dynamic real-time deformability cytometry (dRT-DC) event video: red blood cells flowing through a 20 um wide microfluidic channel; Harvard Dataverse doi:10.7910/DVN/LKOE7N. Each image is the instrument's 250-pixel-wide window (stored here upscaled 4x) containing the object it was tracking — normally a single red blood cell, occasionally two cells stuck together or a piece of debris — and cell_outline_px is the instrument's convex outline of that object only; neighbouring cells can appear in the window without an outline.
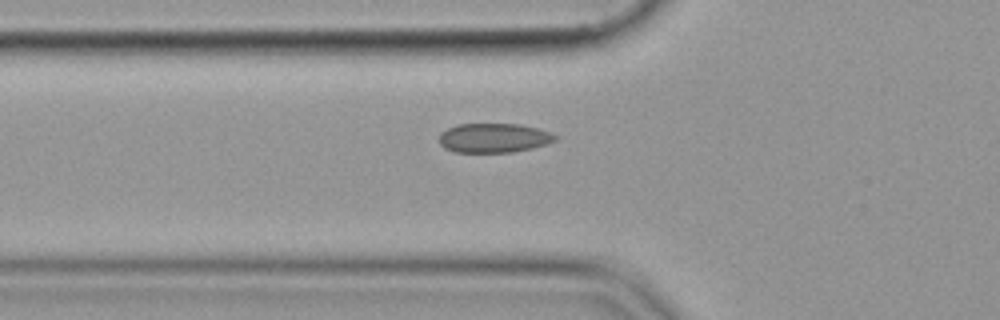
{"species": "common noctule bat (a hibernating species)", "species_latin": "Nyctalus noctula", "temperature_condition": "cold", "stored_images_in_passage": 33, "camera_frame_rate_fps": 3000, "um_per_image_px": 0.085, "animal": {"sex": "female", "body_mass_g": 19.9}, "frame": {"image": 1, "passage_image": 2, "time_ms": 0.333, "image_size_px": [1000, 320], "cell_outline_px": [[556, 140], [532, 148], [512, 152], [456, 152], [444, 148], [440, 144], [440, 132], [456, 124], [520, 124], [552, 132], [556, 136]], "centroid_in_image_um": [41.95, 11.72], "position_along_channel_um": 83.8, "area_um2": 19.77}}
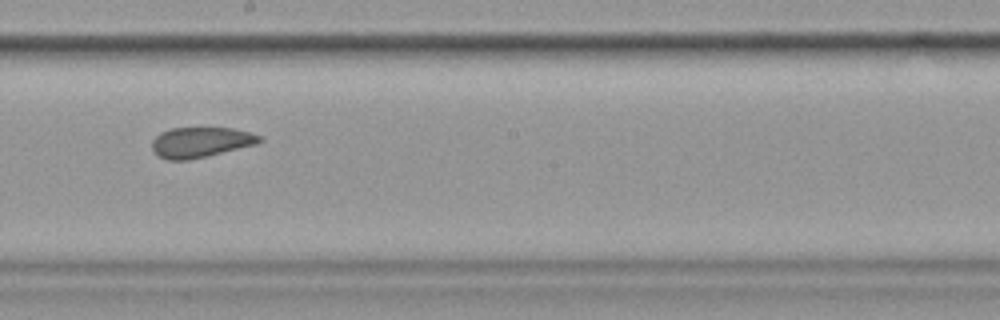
{"frame": {"image": 2, "passage_image": 14, "time_ms": 4.333, "image_size_px": [1000, 320], "cell_outline_px": [[264, 140], [256, 144], [188, 160], [168, 160], [160, 156], [152, 148], [152, 140], [160, 132], [172, 128], [232, 128], [248, 132], [260, 136]], "centroid_in_image_um": [17.04, 12.08], "position_along_channel_um": 231.2, "area_um2": 18.67}}
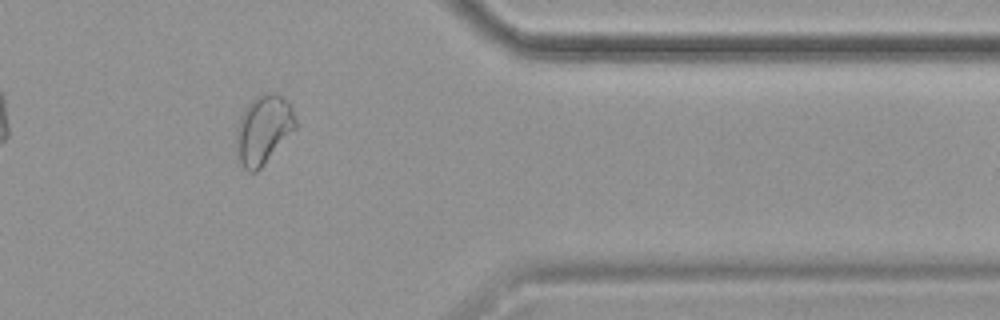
{"frame": {"image": 3, "passage_image": 28, "time_ms": 9.0, "image_size_px": [1000, 320], "cell_outline_px": [[296, 128], [264, 164], [256, 172], [248, 172], [244, 168], [240, 160], [236, 140], [236, 128], [240, 116], [244, 108], [256, 96], [268, 92], [280, 96], [292, 108], [296, 120]], "centroid_in_image_um": [22.38, 11.01], "position_along_channel_um": 389.0, "area_um2": 23.35}}